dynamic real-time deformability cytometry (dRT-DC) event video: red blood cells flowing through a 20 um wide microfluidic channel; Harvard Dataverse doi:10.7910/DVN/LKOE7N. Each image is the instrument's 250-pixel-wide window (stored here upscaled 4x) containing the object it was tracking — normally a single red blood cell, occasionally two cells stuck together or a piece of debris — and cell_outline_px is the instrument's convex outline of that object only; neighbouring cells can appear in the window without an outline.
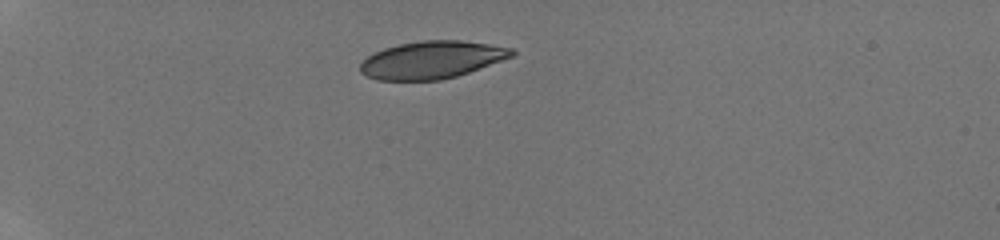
{"species": "human", "species_latin": "Homo sapiens", "temperature_condition": "room temperature", "stored_images_in_passage": 6, "camera_frame_rate_fps": 3000, "um_per_image_px": 0.085, "donor": {"sex": "male"}, "frame": {"image": 1, "passage_image": 1, "time_ms": 0.0, "image_size_px": [1000, 240], "cell_outline_px": [[516, 56], [456, 76], [440, 80], [376, 80], [360, 72], [360, 64], [368, 56], [384, 48], [400, 44], [424, 40], [460, 40], [488, 44], [512, 48], [516, 52]], "centroid_in_image_um": [36.73, 5.08], "position_along_channel_um": 48.3, "area_um2": 33.0}}
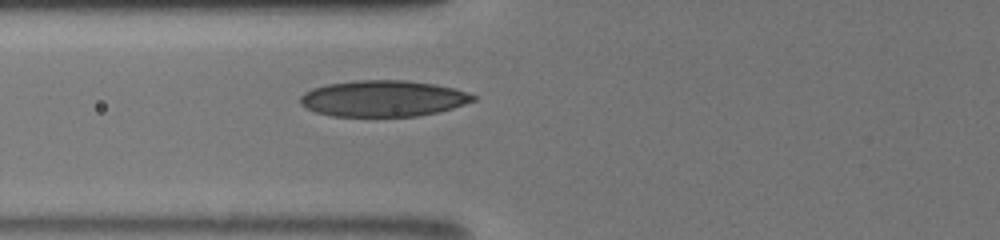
{"frame": {"image": 2, "passage_image": 6, "time_ms": 2.333, "image_size_px": [1000, 240], "cell_outline_px": [[476, 100], [452, 108], [436, 112], [416, 116], [332, 116], [316, 112], [300, 104], [300, 96], [304, 92], [312, 88], [328, 84], [356, 80], [404, 80], [436, 84], [452, 88], [476, 96]], "centroid_in_image_um": [32.53, 8.37], "position_along_channel_um": 93.3, "area_um2": 36.24}}